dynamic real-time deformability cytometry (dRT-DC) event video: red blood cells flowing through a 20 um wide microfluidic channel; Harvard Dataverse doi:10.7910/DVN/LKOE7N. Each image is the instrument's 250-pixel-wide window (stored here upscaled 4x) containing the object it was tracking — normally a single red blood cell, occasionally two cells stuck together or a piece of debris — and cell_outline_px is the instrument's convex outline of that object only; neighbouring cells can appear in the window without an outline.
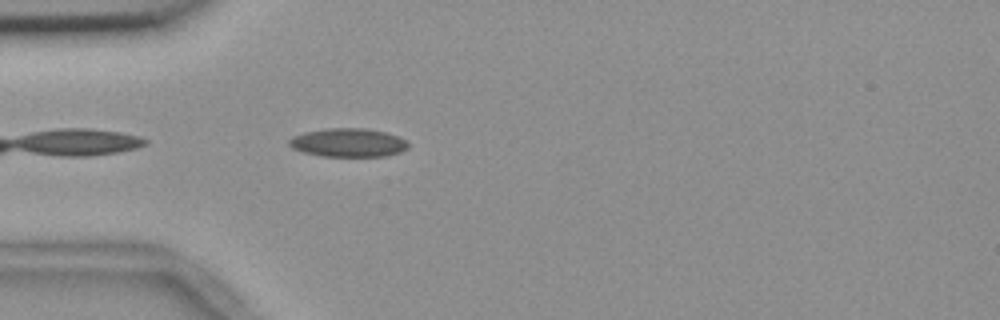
{"species": "common noctule bat (a hibernating species)", "species_latin": "Nyctalus noctula", "temperature_condition": "room temperature", "stored_images_in_passage": 35, "camera_frame_rate_fps": 3000, "um_per_image_px": 0.085, "animal": {"sex": "female", "body_mass_g": 18.4}, "frame": {"image": 1, "passage_image": 2, "time_ms": 0.333, "image_size_px": [1000, 320], "cell_outline_px": [[408, 148], [400, 152], [384, 156], [324, 156], [304, 152], [292, 148], [288, 144], [288, 140], [292, 136], [304, 132], [328, 128], [364, 128], [384, 132], [400, 136], [408, 144]], "centroid_in_image_um": [29.58, 12.12], "position_along_channel_um": 55.4, "area_um2": 19.77}}
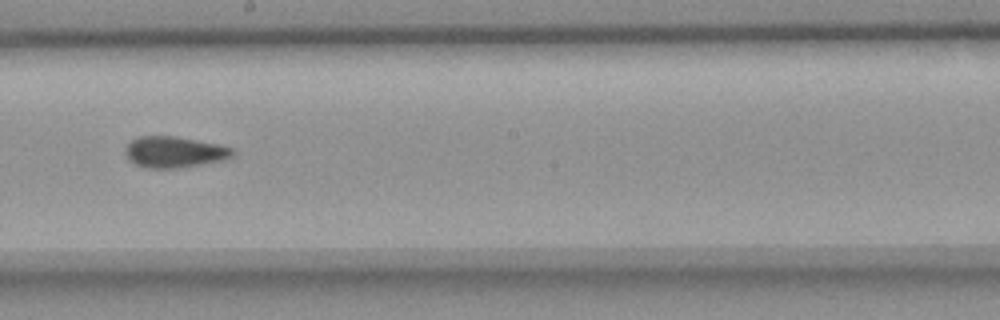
{"frame": {"image": 2, "passage_image": 17, "time_ms": 5.333, "image_size_px": [1000, 320], "cell_outline_px": [[236, 152], [232, 156], [224, 160], [176, 168], [144, 168], [128, 160], [124, 152], [128, 144], [132, 140], [140, 136], [172, 136], [196, 140], [236, 148]], "centroid_in_image_um": [14.82, 12.93], "position_along_channel_um": 233.4, "area_um2": 19.42}}
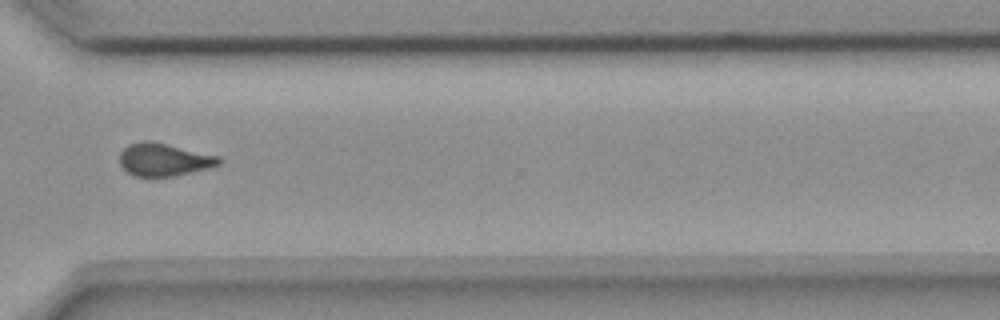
{"frame": {"image": 3, "passage_image": 27, "time_ms": 8.667, "image_size_px": [1000, 320], "cell_outline_px": [[224, 160], [220, 164], [208, 168], [176, 176], [136, 176], [128, 172], [120, 164], [120, 152], [128, 144], [144, 140], [148, 140], [220, 156]], "centroid_in_image_um": [13.96, 13.56], "position_along_channel_um": 356.6, "area_um2": 18.9}, "authors_computed_cell_mechanics": {"area_um2": 19.3052, "velocity_mm_per_s": 3.682, "shape_relaxation_time_tau1_ms": null, "shape_relaxation_time_tau2_ms": 2.6732, "deformation_change_tau1": null, "deformation_change_tau2": 0.1019}}